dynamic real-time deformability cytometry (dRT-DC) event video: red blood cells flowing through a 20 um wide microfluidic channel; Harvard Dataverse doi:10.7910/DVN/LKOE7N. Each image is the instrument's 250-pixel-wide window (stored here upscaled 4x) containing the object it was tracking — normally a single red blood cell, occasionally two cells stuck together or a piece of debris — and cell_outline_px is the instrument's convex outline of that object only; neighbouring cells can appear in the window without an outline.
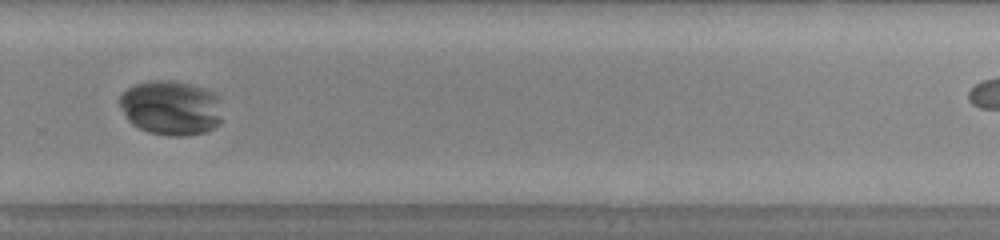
{"species": "common noctule bat (a hibernating species)", "species_latin": "Nyctalus noctula", "temperature_condition": "warm", "stored_images_in_passage": 31, "camera_frame_rate_fps": 3000, "um_per_image_px": 0.085, "animal": {"sex": "male", "body_mass_g": 20.0, "forearm_length_mm": 53.3}, "frame": {"image": 1, "passage_image": 21, "time_ms": 6.667, "image_size_px": [1000, 240], "cell_outline_px": [[220, 124], [204, 132], [180, 136], [168, 136], [148, 132], [132, 124], [128, 120], [120, 104], [120, 96], [128, 88], [136, 84], [152, 80], [172, 80], [192, 84], [212, 92], [216, 96], [220, 120]], "centroid_in_image_um": [14.49, 9.16], "position_along_channel_um": 315.3, "area_um2": 32.25}}